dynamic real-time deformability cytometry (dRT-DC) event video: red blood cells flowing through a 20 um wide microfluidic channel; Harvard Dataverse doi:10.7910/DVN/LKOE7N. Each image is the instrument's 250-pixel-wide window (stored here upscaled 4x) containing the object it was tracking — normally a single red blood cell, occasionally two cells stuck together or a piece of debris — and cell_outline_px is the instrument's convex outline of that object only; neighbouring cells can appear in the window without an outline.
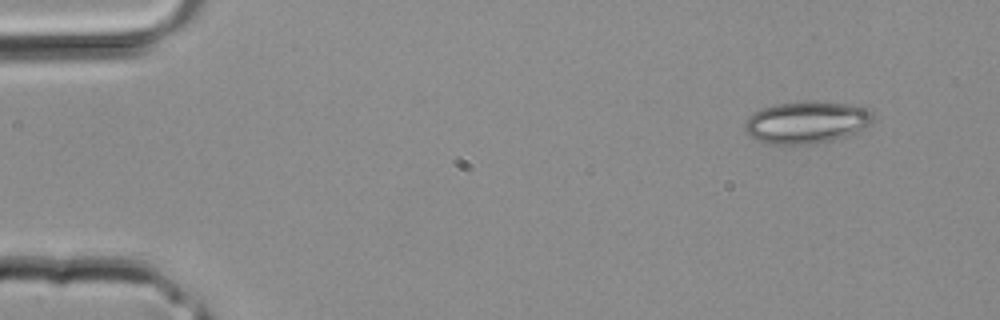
{"species": "common noctule bat (a hibernating species)", "species_latin": "Nyctalus noctula", "temperature_condition": "room temperature", "stored_images_in_passage": 3, "camera_frame_rate_fps": 3000, "um_per_image_px": 0.085, "animal": {"sex": "male", "body_mass_g": 20.4}, "frame": {"image": 1, "passage_image": 1, "time_ms": 0.0, "image_size_px": [1000, 320], "cell_outline_px": [[876, 116], [868, 124], [856, 132], [832, 140], [812, 144], [764, 144], [752, 136], [744, 128], [744, 120], [748, 116], [764, 108], [776, 104], [812, 100], [844, 104], [868, 108]], "centroid_in_image_um": [68.54, 10.39], "position_along_channel_um": 16.5, "area_um2": 31.33}}